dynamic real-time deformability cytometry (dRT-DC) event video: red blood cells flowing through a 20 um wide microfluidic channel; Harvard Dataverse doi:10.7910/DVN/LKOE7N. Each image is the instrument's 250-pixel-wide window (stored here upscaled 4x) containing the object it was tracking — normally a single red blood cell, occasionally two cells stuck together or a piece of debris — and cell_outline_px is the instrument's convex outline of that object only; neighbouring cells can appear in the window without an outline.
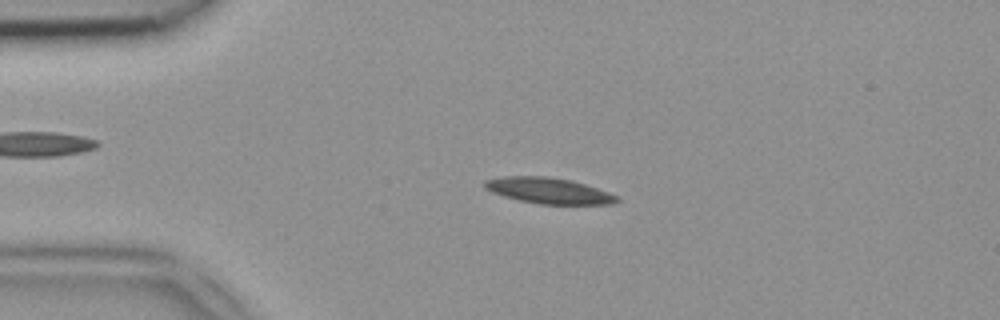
{"species": "common noctule bat (a hibernating species)", "species_latin": "Nyctalus noctula", "temperature_condition": "room temperature", "stored_images_in_passage": 47, "camera_frame_rate_fps": 3000, "um_per_image_px": 0.085, "animal": {"sex": "female", "body_mass_g": 18.4}, "frame": {"image": 1, "passage_image": 10, "time_ms": 3.0, "image_size_px": [1000, 320], "cell_outline_px": [[620, 200], [612, 204], [540, 204], [520, 200], [504, 196], [492, 192], [484, 188], [484, 180], [504, 176], [548, 176], [572, 180], [620, 196]], "centroid_in_image_um": [46.65, 16.2], "position_along_channel_um": 38.4, "area_um2": 19.94}}
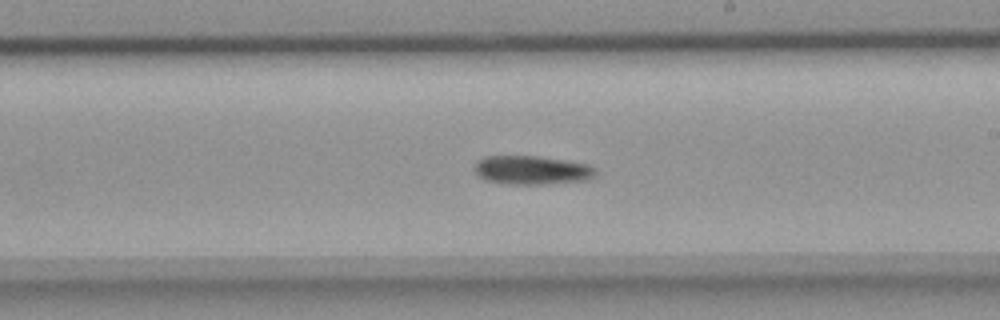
{"frame": {"image": 2, "passage_image": 27, "time_ms": 8.667, "image_size_px": [1000, 320], "cell_outline_px": [[596, 176], [588, 180], [544, 184], [504, 184], [488, 180], [480, 176], [472, 168], [472, 164], [476, 160], [484, 156], [536, 156], [588, 164], [596, 168]], "centroid_in_image_um": [45.18, 14.46], "position_along_channel_um": 243.8, "area_um2": 20.46}}
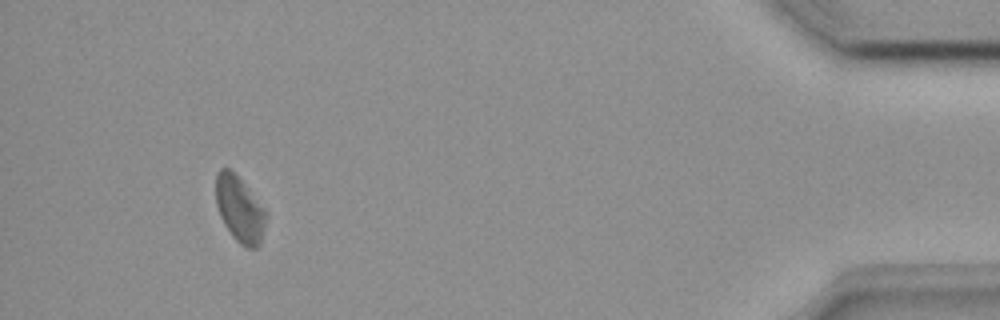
{"frame": {"image": 3, "passage_image": 44, "time_ms": 14.333, "image_size_px": [1000, 320], "cell_outline_px": [[268, 216], [260, 244], [256, 248], [248, 248], [240, 244], [232, 236], [224, 224], [220, 216], [216, 204], [216, 172], [220, 168], [228, 168], [240, 180], [268, 212]], "centroid_in_image_um": [20.38, 17.81], "position_along_channel_um": 414.8, "area_um2": 19.19}}